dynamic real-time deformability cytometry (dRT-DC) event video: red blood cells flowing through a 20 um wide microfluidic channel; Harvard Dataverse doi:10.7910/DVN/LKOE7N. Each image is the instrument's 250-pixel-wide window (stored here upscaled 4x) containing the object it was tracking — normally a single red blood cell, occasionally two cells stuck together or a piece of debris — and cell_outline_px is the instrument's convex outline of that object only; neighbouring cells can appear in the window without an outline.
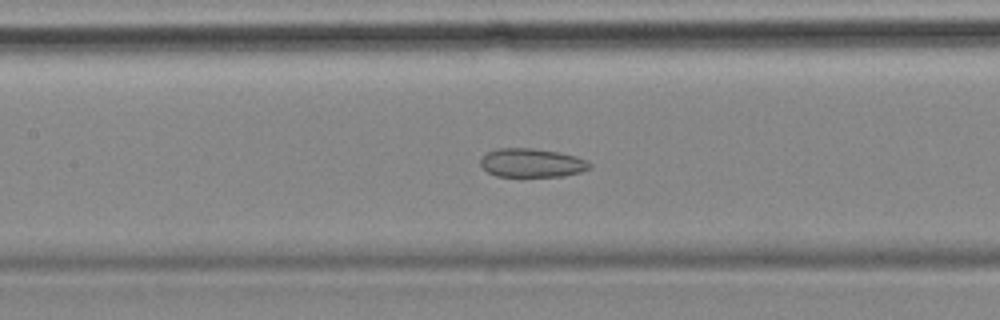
{"species": "common noctule bat (a hibernating species)", "species_latin": "Nyctalus noctula", "temperature_condition": "cold", "stored_images_in_passage": 57, "camera_frame_rate_fps": 3000, "um_per_image_px": 0.085, "animal": {"sex": "female", "body_mass_g": 18.4}, "frame": {"image": 1, "passage_image": 25, "time_ms": 8.0, "image_size_px": [1000, 320], "cell_outline_px": [[592, 168], [580, 172], [564, 176], [496, 176], [488, 172], [480, 164], [480, 156], [496, 148], [532, 148], [560, 152], [576, 156], [588, 160], [592, 164]], "centroid_in_image_um": [45.22, 13.83], "position_along_channel_um": 162.2, "area_um2": 18.5}}
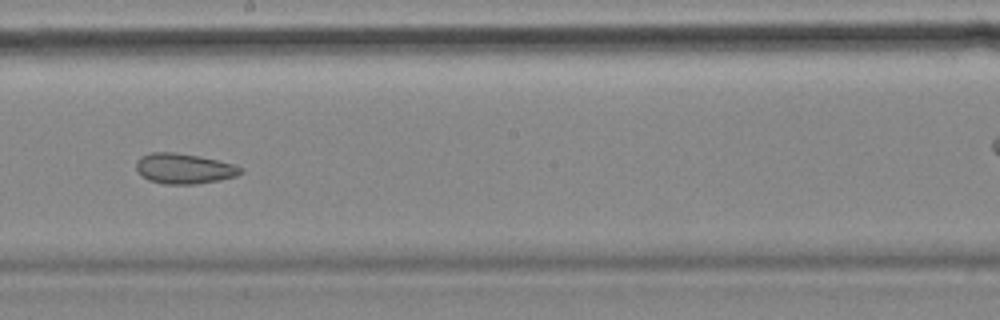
{"frame": {"image": 2, "passage_image": 31, "time_ms": 10.0, "image_size_px": [1000, 320], "cell_outline_px": [[244, 172], [236, 176], [220, 180], [196, 184], [164, 184], [148, 180], [136, 168], [136, 160], [140, 156], [152, 152], [176, 152], [200, 156], [236, 164], [244, 168]], "centroid_in_image_um": [15.69, 14.32], "position_along_channel_um": 232.5, "area_um2": 18.67}}
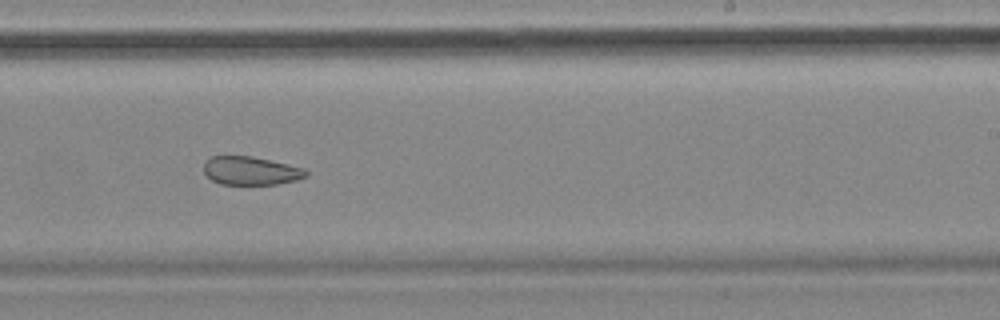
{"frame": {"image": 3, "passage_image": 34, "time_ms": 11.0, "image_size_px": [1000, 320], "cell_outline_px": [[308, 176], [296, 180], [276, 184], [220, 184], [212, 180], [204, 172], [204, 160], [208, 156], [252, 156], [288, 164], [304, 168], [308, 172]], "centroid_in_image_um": [21.3, 14.5], "position_along_channel_um": 267.7, "area_um2": 16.99}, "authors_computed_cell_mechanics": {"area_um2": 23.6402, "velocity_mm_per_s": 3.5373, "shape_relaxation_time_tau1_ms": null, "shape_relaxation_time_tau2_ms": 3.0138, "deformation_change_tau1": null, "deformation_change_tau2": 0.0815}}